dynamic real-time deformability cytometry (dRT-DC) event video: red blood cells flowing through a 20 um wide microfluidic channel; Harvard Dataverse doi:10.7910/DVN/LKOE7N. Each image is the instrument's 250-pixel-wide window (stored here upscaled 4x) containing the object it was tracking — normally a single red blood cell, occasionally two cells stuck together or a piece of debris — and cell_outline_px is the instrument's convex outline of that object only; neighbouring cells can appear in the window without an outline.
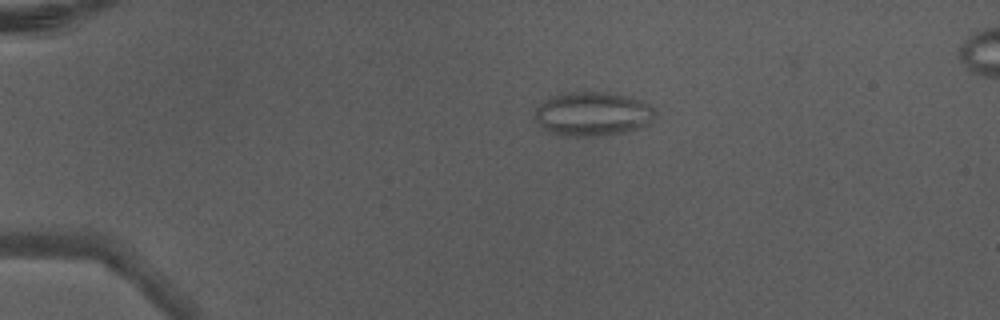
{"species": "Egyptian fruit bat (a non-hibernating species)", "species_latin": "Rousettus aegyptiacus", "temperature_condition": "warm", "stored_images_in_passage": 3, "camera_frame_rate_fps": 3000, "um_per_image_px": 0.085, "animal": {"sex": "male"}, "frame": {"image": 1, "passage_image": 1, "time_ms": 0.0, "image_size_px": [1000, 320], "cell_outline_px": [[656, 112], [652, 120], [648, 124], [640, 128], [628, 132], [600, 136], [556, 136], [544, 132], [536, 120], [536, 108], [548, 96], [560, 92], [608, 92], [628, 96], [648, 104], [656, 108]], "centroid_in_image_um": [50.34, 9.7], "position_along_channel_um": 34.7, "area_um2": 31.62}}